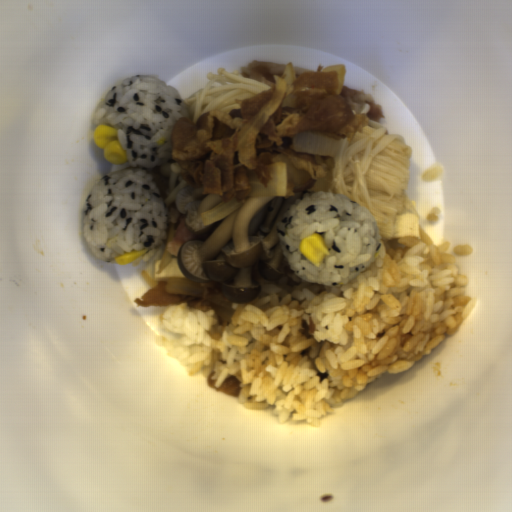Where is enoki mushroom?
Wrapping results in <instances>:
<instances>
[{
    "instance_id": "6f350940",
    "label": "enoki mushroom",
    "mask_w": 512,
    "mask_h": 512,
    "mask_svg": "<svg viewBox=\"0 0 512 512\" xmlns=\"http://www.w3.org/2000/svg\"><path fill=\"white\" fill-rule=\"evenodd\" d=\"M146 171L151 174L163 196L167 222L178 223L179 218L184 215L177 208V197L183 188L192 184L183 178L171 155L167 161Z\"/></svg>"
},
{
    "instance_id": "cea9216a",
    "label": "enoki mushroom",
    "mask_w": 512,
    "mask_h": 512,
    "mask_svg": "<svg viewBox=\"0 0 512 512\" xmlns=\"http://www.w3.org/2000/svg\"><path fill=\"white\" fill-rule=\"evenodd\" d=\"M337 141L330 192L364 206L376 220L380 239L393 240L397 217L406 209L412 147L375 122Z\"/></svg>"
},
{
    "instance_id": "6df1b440",
    "label": "enoki mushroom",
    "mask_w": 512,
    "mask_h": 512,
    "mask_svg": "<svg viewBox=\"0 0 512 512\" xmlns=\"http://www.w3.org/2000/svg\"><path fill=\"white\" fill-rule=\"evenodd\" d=\"M204 87L195 91L183 101L193 123L208 111L224 114L239 108L248 97L257 95L269 86L242 75L241 71H228L225 67L208 73Z\"/></svg>"
}]
</instances>
